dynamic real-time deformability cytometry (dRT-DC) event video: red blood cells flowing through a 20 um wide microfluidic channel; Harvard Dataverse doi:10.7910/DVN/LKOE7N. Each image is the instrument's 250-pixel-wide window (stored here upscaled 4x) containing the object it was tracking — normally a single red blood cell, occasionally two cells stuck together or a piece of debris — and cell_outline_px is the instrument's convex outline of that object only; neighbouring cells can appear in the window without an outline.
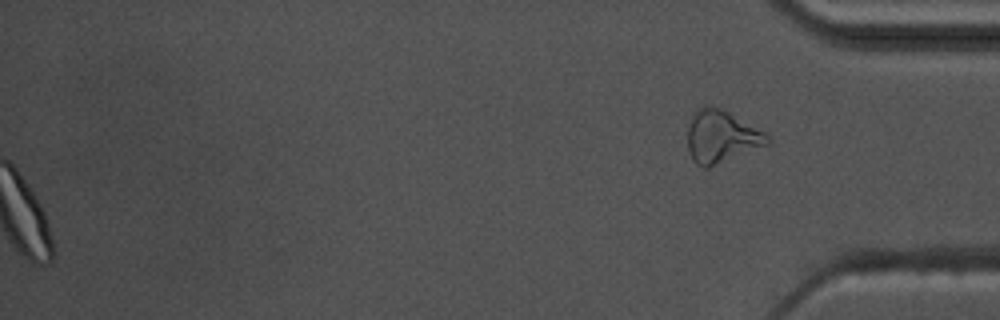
{"species": "common noctule bat (a hibernating species)", "species_latin": "Nyctalus noctula", "temperature_condition": "warm", "stored_images_in_passage": 58, "segment_of_instrument_passage": [2, 2], "camera_frame_rate_fps": 3000, "um_per_image_px": 0.085, "animal": {"sex": "male", "body_mass_g": 17.5, "forearm_length_mm": 52.3}, "frame": {"image": 1, "passage_image": 58, "time_ms": 19.0, "image_size_px": [1000, 320], "cell_outline_px": [[772, 140], [768, 144], [708, 168], [704, 168], [696, 164], [692, 160], [688, 152], [688, 124], [696, 108], [704, 104], [720, 108], [728, 112], [764, 132]], "centroid_in_image_um": [61.26, 11.61], "position_along_channel_um": 373.9, "area_um2": 24.33}}